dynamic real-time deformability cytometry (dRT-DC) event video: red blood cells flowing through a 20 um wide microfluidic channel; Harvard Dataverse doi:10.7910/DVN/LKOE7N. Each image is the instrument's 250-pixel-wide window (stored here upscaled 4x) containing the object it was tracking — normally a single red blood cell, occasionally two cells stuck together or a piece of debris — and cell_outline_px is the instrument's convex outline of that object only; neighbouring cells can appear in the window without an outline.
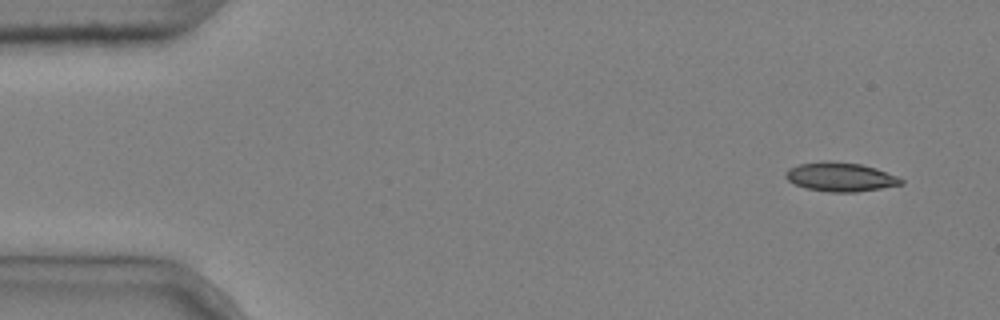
{"species": "common noctule bat (a hibernating species)", "species_latin": "Nyctalus noctula", "temperature_condition": "cold", "stored_images_in_passage": 4, "camera_frame_rate_fps": 3000, "um_per_image_px": 0.085, "animal": {"sex": "male", "body_mass_g": 20.4}, "frame": {"image": 1, "passage_image": 1, "time_ms": 0.0, "image_size_px": [1000, 320], "cell_outline_px": [[904, 184], [856, 192], [828, 192], [804, 188], [788, 180], [784, 176], [788, 168], [800, 164], [824, 160], [828, 160], [860, 164], [876, 168], [896, 176], [904, 180]], "centroid_in_image_um": [71.42, 15.03], "position_along_channel_um": 13.6, "area_um2": 19.54}}
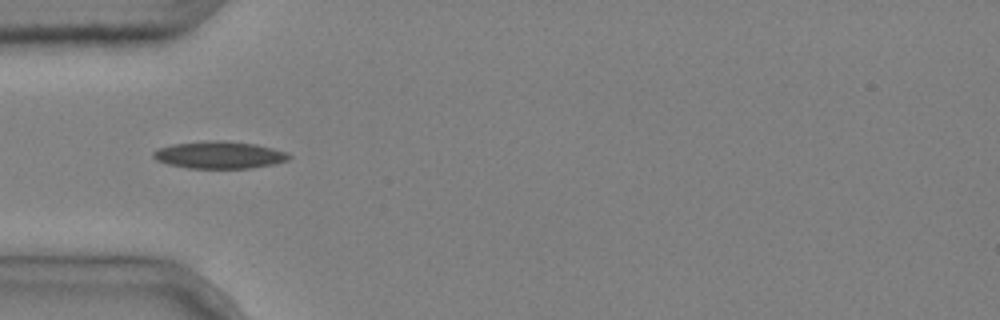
{"frame": {"image": 2, "passage_image": 4, "time_ms": 1.0, "image_size_px": [1000, 320], "cell_outline_px": [[292, 156], [288, 160], [272, 164], [252, 168], [188, 168], [168, 164], [156, 160], [152, 156], [152, 152], [160, 148], [172, 144], [204, 140], [224, 140], [256, 144], [288, 152]], "centroid_in_image_um": [18.64, 13.16], "position_along_channel_um": 66.4, "area_um2": 21.68}}